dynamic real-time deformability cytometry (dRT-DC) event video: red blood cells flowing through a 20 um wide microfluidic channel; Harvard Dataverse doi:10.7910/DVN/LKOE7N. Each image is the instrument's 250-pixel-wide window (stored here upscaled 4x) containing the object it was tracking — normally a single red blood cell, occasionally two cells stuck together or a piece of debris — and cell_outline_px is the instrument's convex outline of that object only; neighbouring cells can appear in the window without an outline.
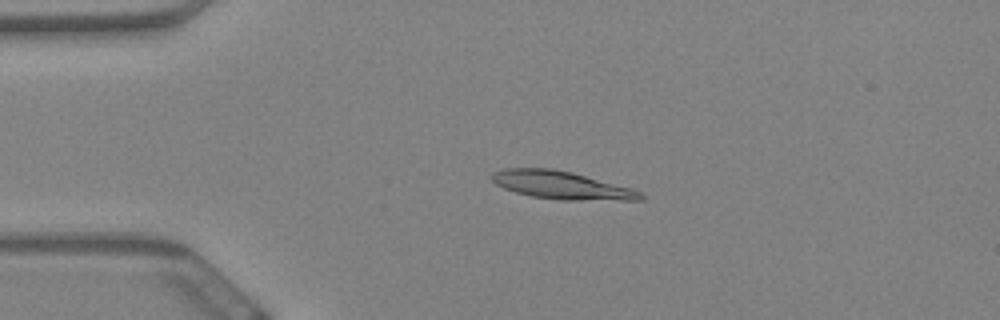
{"species": "Egyptian fruit bat (a non-hibernating species)", "species_latin": "Rousettus aegyptiacus", "temperature_condition": "warm", "stored_images_in_passage": 61, "camera_frame_rate_fps": 3000, "um_per_image_px": 0.085, "animal": {"sex": "female"}, "frame": {"image": 1, "passage_image": 14, "time_ms": 4.333, "image_size_px": [1000, 320], "cell_outline_px": [[644, 200], [560, 200], [532, 196], [516, 192], [504, 188], [488, 180], [488, 176], [492, 172], [504, 168], [552, 168], [572, 172], [632, 188], [640, 192], [644, 196]], "centroid_in_image_um": [47.68, 15.73], "position_along_channel_um": 37.3, "area_um2": 24.39}}
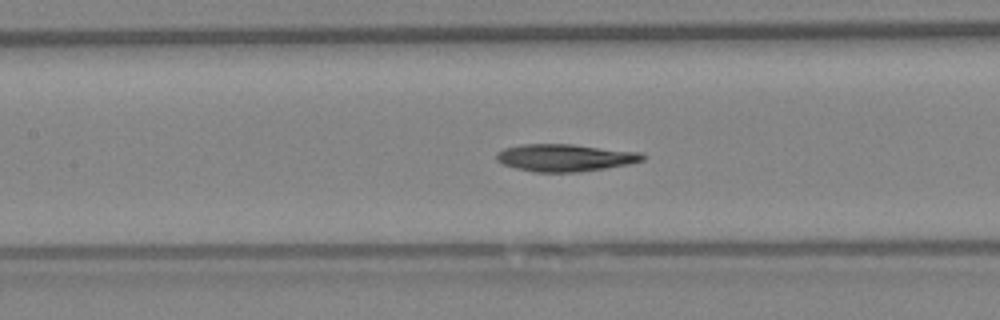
{"frame": {"image": 2, "passage_image": 28, "time_ms": 9.0, "image_size_px": [1000, 320], "cell_outline_px": [[648, 156], [644, 160], [628, 164], [580, 172], [532, 172], [516, 168], [504, 164], [496, 160], [496, 152], [504, 148], [520, 144], [572, 144], [640, 152]], "centroid_in_image_um": [48.02, 13.4], "position_along_channel_um": 159.4, "area_um2": 23.35}}
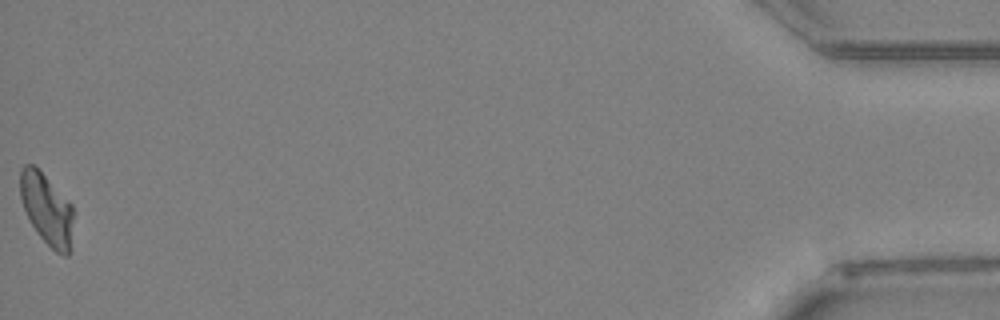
{"frame": {"image": 3, "passage_image": 61, "time_ms": 20.0, "image_size_px": [1000, 320], "cell_outline_px": [[72, 248], [68, 256], [64, 256], [56, 252], [36, 232], [24, 208], [20, 196], [20, 168], [24, 164], [32, 164], [72, 204]], "centroid_in_image_um": [3.98, 17.81], "position_along_channel_um": 431.2, "area_um2": 21.79}}